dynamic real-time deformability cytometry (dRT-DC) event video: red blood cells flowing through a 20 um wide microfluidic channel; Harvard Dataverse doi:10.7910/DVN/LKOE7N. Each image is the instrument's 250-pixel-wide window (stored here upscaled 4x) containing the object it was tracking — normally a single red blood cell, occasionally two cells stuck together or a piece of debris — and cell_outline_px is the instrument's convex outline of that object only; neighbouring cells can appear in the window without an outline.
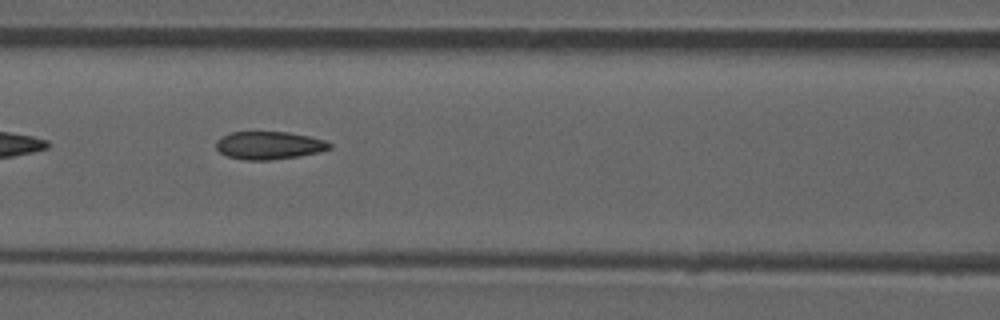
{"species": "common noctule bat (a hibernating species)", "species_latin": "Nyctalus noctula", "temperature_condition": "room temperature", "stored_images_in_passage": 35, "camera_frame_rate_fps": 3000, "um_per_image_px": 0.085, "animal": {"sex": "male", "forearm_length_mm": 52.5}, "frame": {"image": 1, "passage_image": 6, "time_ms": 1.667, "image_size_px": [1000, 320], "cell_outline_px": [[332, 148], [320, 152], [300, 156], [272, 160], [244, 160], [228, 156], [220, 152], [216, 148], [216, 140], [232, 132], [288, 132], [308, 136], [324, 140], [332, 144]], "centroid_in_image_um": [22.89, 12.36], "position_along_channel_um": 143.7, "area_um2": 18.44}}